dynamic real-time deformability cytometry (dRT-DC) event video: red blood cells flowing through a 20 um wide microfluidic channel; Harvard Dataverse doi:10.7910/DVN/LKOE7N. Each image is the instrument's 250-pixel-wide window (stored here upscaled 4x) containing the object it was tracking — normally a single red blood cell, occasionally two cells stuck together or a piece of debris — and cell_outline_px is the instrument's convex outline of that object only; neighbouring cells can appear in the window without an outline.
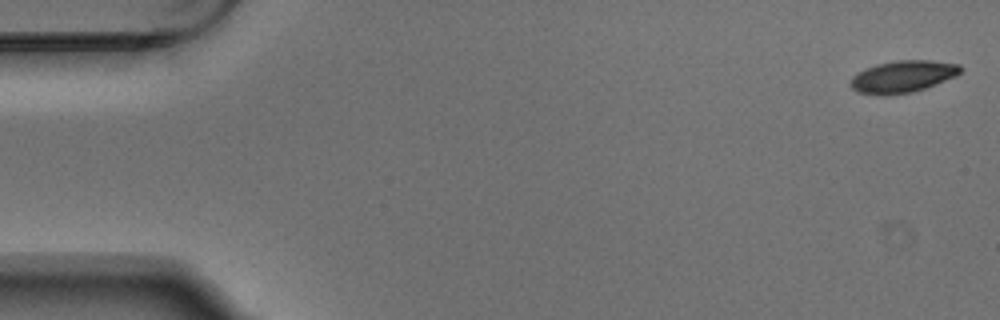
{"species": "Egyptian fruit bat (a non-hibernating species)", "species_latin": "Rousettus aegyptiacus", "temperature_condition": "warm", "stored_images_in_passage": 6, "camera_frame_rate_fps": 3000, "um_per_image_px": 0.085, "animal": {"sex": "male"}, "frame": {"image": 1, "passage_image": 1, "time_ms": 0.0, "image_size_px": [1000, 320], "cell_outline_px": [[964, 68], [956, 76], [924, 88], [912, 92], [888, 96], [880, 96], [856, 92], [848, 84], [852, 76], [876, 64], [896, 60], [932, 60], [960, 64]], "centroid_in_image_um": [76.72, 6.52], "position_along_channel_um": 8.3, "area_um2": 20.69}}